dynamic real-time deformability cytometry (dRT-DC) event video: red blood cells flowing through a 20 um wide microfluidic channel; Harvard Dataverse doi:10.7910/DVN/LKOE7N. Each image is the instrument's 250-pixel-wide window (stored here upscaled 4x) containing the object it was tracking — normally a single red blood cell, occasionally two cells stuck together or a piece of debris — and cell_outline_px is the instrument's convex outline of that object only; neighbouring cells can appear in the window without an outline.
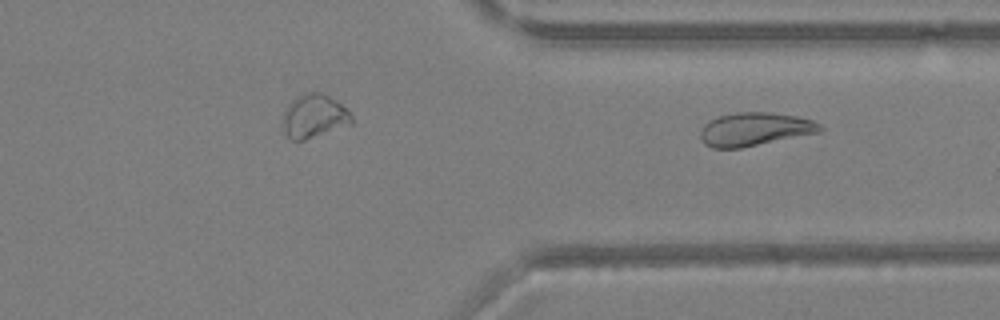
{"species": "Egyptian fruit bat (a non-hibernating species)", "species_latin": "Rousettus aegyptiacus", "temperature_condition": "warm", "stored_images_in_passage": 27, "segment_of_instrument_passage": [2, 2], "camera_frame_rate_fps": 3000, "um_per_image_px": 0.085, "animal": {"sex": "female"}, "frame": {"image": 1, "passage_image": 27, "time_ms": 8.667, "image_size_px": [1000, 320], "cell_outline_px": [[824, 128], [820, 132], [740, 148], [712, 148], [704, 144], [700, 140], [700, 132], [704, 124], [708, 120], [720, 116], [736, 112], [768, 112], [796, 116], [812, 120], [820, 124]], "centroid_in_image_um": [64.12, 10.98], "position_along_channel_um": 347.3, "area_um2": 23.24}}